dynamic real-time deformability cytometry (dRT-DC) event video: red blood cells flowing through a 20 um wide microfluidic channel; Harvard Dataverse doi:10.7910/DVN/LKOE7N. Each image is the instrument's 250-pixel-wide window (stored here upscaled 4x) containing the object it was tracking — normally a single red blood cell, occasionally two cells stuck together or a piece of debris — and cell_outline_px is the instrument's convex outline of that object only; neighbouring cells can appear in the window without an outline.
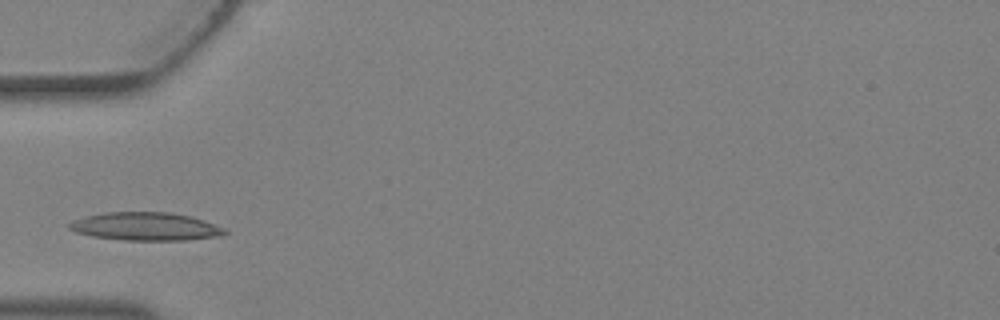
{"species": "Egyptian fruit bat (a non-hibernating species)", "species_latin": "Rousettus aegyptiacus", "temperature_condition": "warm", "stored_images_in_passage": 2, "camera_frame_rate_fps": 3000, "um_per_image_px": 0.085, "animal": {"sex": "female"}, "frame": {"image": 1, "passage_image": 2, "time_ms": 0.333, "image_size_px": [1000, 320], "cell_outline_px": [[228, 232], [224, 236], [188, 240], [124, 240], [92, 236], [76, 232], [68, 228], [68, 224], [72, 220], [84, 216], [104, 212], [172, 212], [204, 220], [224, 228]], "centroid_in_image_um": [12.38, 19.25], "position_along_channel_um": 72.6, "area_um2": 25.66}}